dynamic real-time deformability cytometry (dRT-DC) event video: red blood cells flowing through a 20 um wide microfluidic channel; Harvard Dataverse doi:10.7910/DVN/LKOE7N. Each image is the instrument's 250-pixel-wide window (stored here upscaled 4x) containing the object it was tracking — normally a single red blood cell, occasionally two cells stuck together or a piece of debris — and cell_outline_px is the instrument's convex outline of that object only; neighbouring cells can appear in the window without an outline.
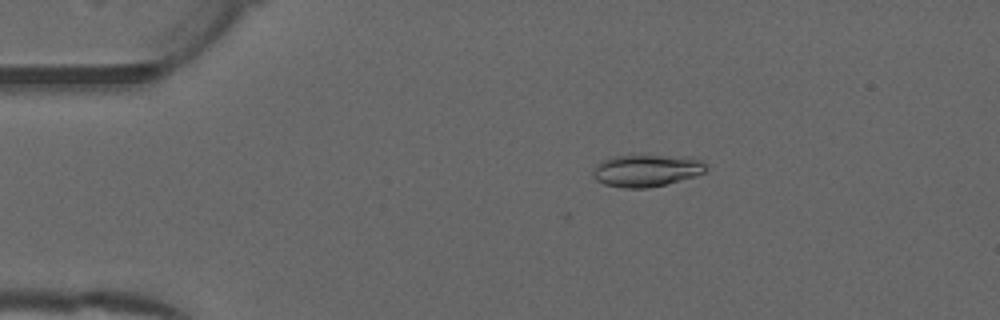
{"species": "common noctule bat (a hibernating species)", "species_latin": "Nyctalus noctula", "temperature_condition": "warm", "stored_images_in_passage": 48, "camera_frame_rate_fps": 3000, "um_per_image_px": 0.085, "animal": {"sex": "male", "forearm_length_mm": 52.5}, "frame": {"image": 1, "passage_image": 6, "time_ms": 1.667, "image_size_px": [1000, 320], "cell_outline_px": [[708, 164], [704, 172], [696, 176], [648, 188], [624, 188], [604, 184], [596, 180], [592, 176], [592, 172], [596, 164], [612, 156], [684, 156], [700, 160]], "centroid_in_image_um": [54.94, 14.5], "position_along_channel_um": 30.1, "area_um2": 21.04}}
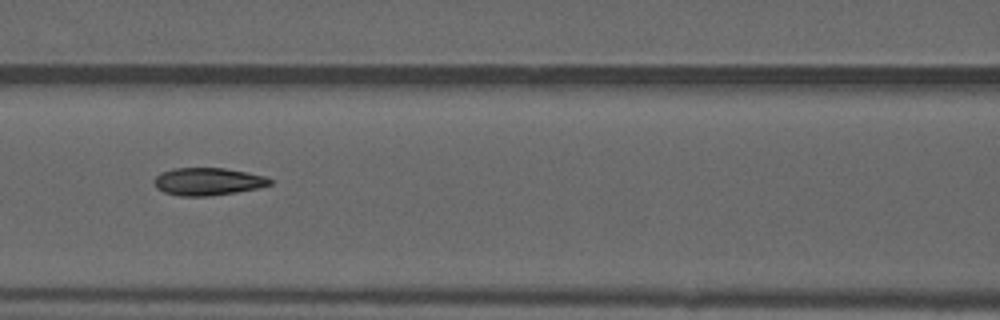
{"frame": {"image": 2, "passage_image": 19, "time_ms": 6.0, "image_size_px": [1000, 320], "cell_outline_px": [[272, 184], [260, 188], [236, 192], [208, 196], [180, 196], [164, 192], [156, 188], [152, 180], [160, 172], [172, 168], [224, 168], [248, 172], [264, 176], [272, 180]], "centroid_in_image_um": [17.65, 15.43], "position_along_channel_um": 149.0, "area_um2": 18.79}}
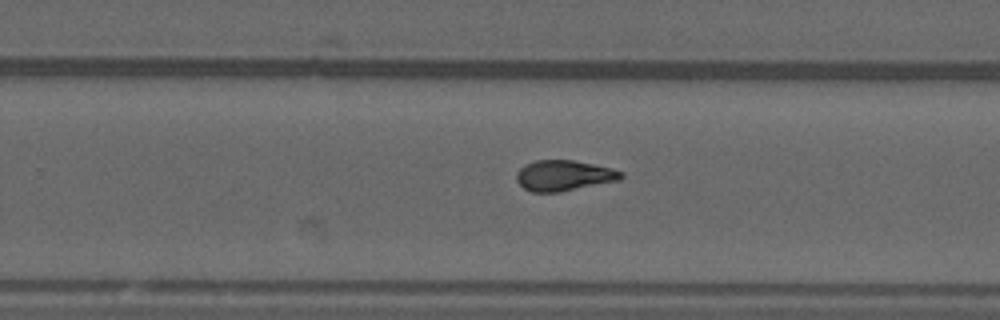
{"frame": {"image": 3, "passage_image": 29, "time_ms": 9.333, "image_size_px": [1000, 320], "cell_outline_px": [[624, 176], [620, 180], [560, 192], [532, 192], [524, 188], [516, 180], [516, 172], [524, 164], [536, 160], [572, 160], [612, 168], [624, 172]], "centroid_in_image_um": [47.93, 14.92], "position_along_channel_um": 281.9, "area_um2": 18.73}, "authors_computed_cell_mechanics": {"area_um2": 18.6405, "velocity_mm_per_s": 4.0038, "shape_relaxation_time_tau1_ms": null, "shape_relaxation_time_tau2_ms": 1.5262, "deformation_change_tau1": null, "deformation_change_tau2": 0.0796}}